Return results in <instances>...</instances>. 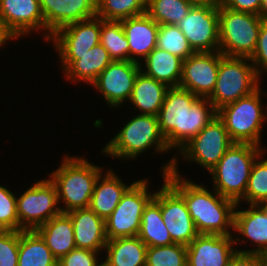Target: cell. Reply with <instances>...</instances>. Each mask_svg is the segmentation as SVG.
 Returning a JSON list of instances; mask_svg holds the SVG:
<instances>
[{
  "instance_id": "6da1fadb",
  "label": "cell",
  "mask_w": 267,
  "mask_h": 266,
  "mask_svg": "<svg viewBox=\"0 0 267 266\" xmlns=\"http://www.w3.org/2000/svg\"><path fill=\"white\" fill-rule=\"evenodd\" d=\"M176 157L162 167L164 180L184 199L199 234L232 236L236 203L212 193L203 184H196L184 177L178 170Z\"/></svg>"
},
{
  "instance_id": "7a4b0ae2",
  "label": "cell",
  "mask_w": 267,
  "mask_h": 266,
  "mask_svg": "<svg viewBox=\"0 0 267 266\" xmlns=\"http://www.w3.org/2000/svg\"><path fill=\"white\" fill-rule=\"evenodd\" d=\"M215 116L217 111L208 98L178 86L167 89L157 118L168 147L180 150Z\"/></svg>"
},
{
  "instance_id": "3957f363",
  "label": "cell",
  "mask_w": 267,
  "mask_h": 266,
  "mask_svg": "<svg viewBox=\"0 0 267 266\" xmlns=\"http://www.w3.org/2000/svg\"><path fill=\"white\" fill-rule=\"evenodd\" d=\"M102 168L86 158L65 155L61 165L49 176L57 190L58 202L64 203L62 213L89 208L94 185Z\"/></svg>"
},
{
  "instance_id": "277c9868",
  "label": "cell",
  "mask_w": 267,
  "mask_h": 266,
  "mask_svg": "<svg viewBox=\"0 0 267 266\" xmlns=\"http://www.w3.org/2000/svg\"><path fill=\"white\" fill-rule=\"evenodd\" d=\"M265 151V147L233 143L209 171L213 177L214 190L239 204L244 198L252 166Z\"/></svg>"
},
{
  "instance_id": "5b68a950",
  "label": "cell",
  "mask_w": 267,
  "mask_h": 266,
  "mask_svg": "<svg viewBox=\"0 0 267 266\" xmlns=\"http://www.w3.org/2000/svg\"><path fill=\"white\" fill-rule=\"evenodd\" d=\"M150 147L159 153L170 150L160 132L157 116L137 114L105 145L102 153L123 160L134 159Z\"/></svg>"
},
{
  "instance_id": "8992f818",
  "label": "cell",
  "mask_w": 267,
  "mask_h": 266,
  "mask_svg": "<svg viewBox=\"0 0 267 266\" xmlns=\"http://www.w3.org/2000/svg\"><path fill=\"white\" fill-rule=\"evenodd\" d=\"M260 87L253 93L223 106L217 116L224 122L228 135L233 143H248L260 146L263 123L266 114L261 103Z\"/></svg>"
},
{
  "instance_id": "52a82bcc",
  "label": "cell",
  "mask_w": 267,
  "mask_h": 266,
  "mask_svg": "<svg viewBox=\"0 0 267 266\" xmlns=\"http://www.w3.org/2000/svg\"><path fill=\"white\" fill-rule=\"evenodd\" d=\"M219 52L228 57L250 58L255 50L261 16L218 6Z\"/></svg>"
},
{
  "instance_id": "ba28073f",
  "label": "cell",
  "mask_w": 267,
  "mask_h": 266,
  "mask_svg": "<svg viewBox=\"0 0 267 266\" xmlns=\"http://www.w3.org/2000/svg\"><path fill=\"white\" fill-rule=\"evenodd\" d=\"M259 79L248 57H228L220 53L216 85L208 99L218 111L256 91L261 84Z\"/></svg>"
},
{
  "instance_id": "9c48e42d",
  "label": "cell",
  "mask_w": 267,
  "mask_h": 266,
  "mask_svg": "<svg viewBox=\"0 0 267 266\" xmlns=\"http://www.w3.org/2000/svg\"><path fill=\"white\" fill-rule=\"evenodd\" d=\"M153 197L154 193L148 191V180L134 181L105 221L107 239L137 236L144 209Z\"/></svg>"
},
{
  "instance_id": "30bf717a",
  "label": "cell",
  "mask_w": 267,
  "mask_h": 266,
  "mask_svg": "<svg viewBox=\"0 0 267 266\" xmlns=\"http://www.w3.org/2000/svg\"><path fill=\"white\" fill-rule=\"evenodd\" d=\"M58 203L57 190L50 179L35 182L16 197L19 231L36 230L52 217L61 214Z\"/></svg>"
},
{
  "instance_id": "8fae6325",
  "label": "cell",
  "mask_w": 267,
  "mask_h": 266,
  "mask_svg": "<svg viewBox=\"0 0 267 266\" xmlns=\"http://www.w3.org/2000/svg\"><path fill=\"white\" fill-rule=\"evenodd\" d=\"M232 144L224 122L218 116H215L179 151L184 160L194 161L210 171Z\"/></svg>"
},
{
  "instance_id": "7c38bea8",
  "label": "cell",
  "mask_w": 267,
  "mask_h": 266,
  "mask_svg": "<svg viewBox=\"0 0 267 266\" xmlns=\"http://www.w3.org/2000/svg\"><path fill=\"white\" fill-rule=\"evenodd\" d=\"M153 199L160 205L164 224L174 243L188 246L198 235L184 199L164 180Z\"/></svg>"
},
{
  "instance_id": "4fadbf2b",
  "label": "cell",
  "mask_w": 267,
  "mask_h": 266,
  "mask_svg": "<svg viewBox=\"0 0 267 266\" xmlns=\"http://www.w3.org/2000/svg\"><path fill=\"white\" fill-rule=\"evenodd\" d=\"M177 26L195 52L219 51L218 6H193Z\"/></svg>"
},
{
  "instance_id": "5bb4252c",
  "label": "cell",
  "mask_w": 267,
  "mask_h": 266,
  "mask_svg": "<svg viewBox=\"0 0 267 266\" xmlns=\"http://www.w3.org/2000/svg\"><path fill=\"white\" fill-rule=\"evenodd\" d=\"M142 64L113 60L99 74L92 86L95 90L98 89L110 107H120L130 100L138 72L143 69Z\"/></svg>"
},
{
  "instance_id": "9a60e30c",
  "label": "cell",
  "mask_w": 267,
  "mask_h": 266,
  "mask_svg": "<svg viewBox=\"0 0 267 266\" xmlns=\"http://www.w3.org/2000/svg\"><path fill=\"white\" fill-rule=\"evenodd\" d=\"M220 52H195L183 60L179 87L187 89L199 98H208L216 85Z\"/></svg>"
},
{
  "instance_id": "2e32d148",
  "label": "cell",
  "mask_w": 267,
  "mask_h": 266,
  "mask_svg": "<svg viewBox=\"0 0 267 266\" xmlns=\"http://www.w3.org/2000/svg\"><path fill=\"white\" fill-rule=\"evenodd\" d=\"M229 235L199 234L187 246V266H228L240 241Z\"/></svg>"
},
{
  "instance_id": "e0dca14e",
  "label": "cell",
  "mask_w": 267,
  "mask_h": 266,
  "mask_svg": "<svg viewBox=\"0 0 267 266\" xmlns=\"http://www.w3.org/2000/svg\"><path fill=\"white\" fill-rule=\"evenodd\" d=\"M46 26L44 39L50 40L61 27L96 17V0H39Z\"/></svg>"
},
{
  "instance_id": "ac0fdd59",
  "label": "cell",
  "mask_w": 267,
  "mask_h": 266,
  "mask_svg": "<svg viewBox=\"0 0 267 266\" xmlns=\"http://www.w3.org/2000/svg\"><path fill=\"white\" fill-rule=\"evenodd\" d=\"M101 18L73 22L59 28L49 41H53L58 54H84L100 43Z\"/></svg>"
},
{
  "instance_id": "d6986e66",
  "label": "cell",
  "mask_w": 267,
  "mask_h": 266,
  "mask_svg": "<svg viewBox=\"0 0 267 266\" xmlns=\"http://www.w3.org/2000/svg\"><path fill=\"white\" fill-rule=\"evenodd\" d=\"M0 18L16 38L46 30L39 0H0Z\"/></svg>"
},
{
  "instance_id": "ffe728a7",
  "label": "cell",
  "mask_w": 267,
  "mask_h": 266,
  "mask_svg": "<svg viewBox=\"0 0 267 266\" xmlns=\"http://www.w3.org/2000/svg\"><path fill=\"white\" fill-rule=\"evenodd\" d=\"M67 81L92 84L99 74L113 61L100 43L84 54H58Z\"/></svg>"
},
{
  "instance_id": "44dd1931",
  "label": "cell",
  "mask_w": 267,
  "mask_h": 266,
  "mask_svg": "<svg viewBox=\"0 0 267 266\" xmlns=\"http://www.w3.org/2000/svg\"><path fill=\"white\" fill-rule=\"evenodd\" d=\"M72 221L76 248L101 252L107 244L105 220L90 208L74 209L66 213Z\"/></svg>"
},
{
  "instance_id": "7402d4cb",
  "label": "cell",
  "mask_w": 267,
  "mask_h": 266,
  "mask_svg": "<svg viewBox=\"0 0 267 266\" xmlns=\"http://www.w3.org/2000/svg\"><path fill=\"white\" fill-rule=\"evenodd\" d=\"M121 24L128 40L129 61L141 64L140 57L144 60L157 47L159 24L147 13L123 19Z\"/></svg>"
},
{
  "instance_id": "603a6c76",
  "label": "cell",
  "mask_w": 267,
  "mask_h": 266,
  "mask_svg": "<svg viewBox=\"0 0 267 266\" xmlns=\"http://www.w3.org/2000/svg\"><path fill=\"white\" fill-rule=\"evenodd\" d=\"M106 171L105 175L100 174L97 178L89 205V208L105 221L119 204L122 195L132 185L123 183L113 170Z\"/></svg>"
},
{
  "instance_id": "cb8c5ba5",
  "label": "cell",
  "mask_w": 267,
  "mask_h": 266,
  "mask_svg": "<svg viewBox=\"0 0 267 266\" xmlns=\"http://www.w3.org/2000/svg\"><path fill=\"white\" fill-rule=\"evenodd\" d=\"M239 205L236 204L234 211L233 232L243 235V241L250 240L257 246L255 249L237 251L258 254L267 247V217L256 205H250L246 210H236Z\"/></svg>"
},
{
  "instance_id": "d4e9b609",
  "label": "cell",
  "mask_w": 267,
  "mask_h": 266,
  "mask_svg": "<svg viewBox=\"0 0 267 266\" xmlns=\"http://www.w3.org/2000/svg\"><path fill=\"white\" fill-rule=\"evenodd\" d=\"M36 231L57 260L76 248L73 224L66 213L52 217Z\"/></svg>"
},
{
  "instance_id": "484cf974",
  "label": "cell",
  "mask_w": 267,
  "mask_h": 266,
  "mask_svg": "<svg viewBox=\"0 0 267 266\" xmlns=\"http://www.w3.org/2000/svg\"><path fill=\"white\" fill-rule=\"evenodd\" d=\"M168 88L166 84L147 76L141 69L128 102L139 110V114L157 116Z\"/></svg>"
},
{
  "instance_id": "4316f807",
  "label": "cell",
  "mask_w": 267,
  "mask_h": 266,
  "mask_svg": "<svg viewBox=\"0 0 267 266\" xmlns=\"http://www.w3.org/2000/svg\"><path fill=\"white\" fill-rule=\"evenodd\" d=\"M104 250L103 266H146L147 246L138 236L108 240Z\"/></svg>"
},
{
  "instance_id": "83f0119b",
  "label": "cell",
  "mask_w": 267,
  "mask_h": 266,
  "mask_svg": "<svg viewBox=\"0 0 267 266\" xmlns=\"http://www.w3.org/2000/svg\"><path fill=\"white\" fill-rule=\"evenodd\" d=\"M144 61V72L168 87H178L182 78L183 59L162 50L154 48Z\"/></svg>"
},
{
  "instance_id": "f1b7e54d",
  "label": "cell",
  "mask_w": 267,
  "mask_h": 266,
  "mask_svg": "<svg viewBox=\"0 0 267 266\" xmlns=\"http://www.w3.org/2000/svg\"><path fill=\"white\" fill-rule=\"evenodd\" d=\"M57 262L36 230L19 231L18 266H57Z\"/></svg>"
},
{
  "instance_id": "f546056e",
  "label": "cell",
  "mask_w": 267,
  "mask_h": 266,
  "mask_svg": "<svg viewBox=\"0 0 267 266\" xmlns=\"http://www.w3.org/2000/svg\"><path fill=\"white\" fill-rule=\"evenodd\" d=\"M137 236L147 247L174 244L164 224L160 205L154 199L144 209L141 217L140 231Z\"/></svg>"
},
{
  "instance_id": "4dcf8cb0",
  "label": "cell",
  "mask_w": 267,
  "mask_h": 266,
  "mask_svg": "<svg viewBox=\"0 0 267 266\" xmlns=\"http://www.w3.org/2000/svg\"><path fill=\"white\" fill-rule=\"evenodd\" d=\"M192 7L187 0H147L146 13L159 25H177Z\"/></svg>"
},
{
  "instance_id": "1f68e13d",
  "label": "cell",
  "mask_w": 267,
  "mask_h": 266,
  "mask_svg": "<svg viewBox=\"0 0 267 266\" xmlns=\"http://www.w3.org/2000/svg\"><path fill=\"white\" fill-rule=\"evenodd\" d=\"M100 44L112 60L129 61V45L121 21L101 19Z\"/></svg>"
},
{
  "instance_id": "d6a6232c",
  "label": "cell",
  "mask_w": 267,
  "mask_h": 266,
  "mask_svg": "<svg viewBox=\"0 0 267 266\" xmlns=\"http://www.w3.org/2000/svg\"><path fill=\"white\" fill-rule=\"evenodd\" d=\"M147 0H96V16L121 21L146 13Z\"/></svg>"
},
{
  "instance_id": "836d02e7",
  "label": "cell",
  "mask_w": 267,
  "mask_h": 266,
  "mask_svg": "<svg viewBox=\"0 0 267 266\" xmlns=\"http://www.w3.org/2000/svg\"><path fill=\"white\" fill-rule=\"evenodd\" d=\"M157 47L168 51L183 60L195 53L178 26L172 24L159 25L157 33Z\"/></svg>"
},
{
  "instance_id": "e575fe53",
  "label": "cell",
  "mask_w": 267,
  "mask_h": 266,
  "mask_svg": "<svg viewBox=\"0 0 267 266\" xmlns=\"http://www.w3.org/2000/svg\"><path fill=\"white\" fill-rule=\"evenodd\" d=\"M146 266H187V246L174 243L147 247Z\"/></svg>"
},
{
  "instance_id": "d590c367",
  "label": "cell",
  "mask_w": 267,
  "mask_h": 266,
  "mask_svg": "<svg viewBox=\"0 0 267 266\" xmlns=\"http://www.w3.org/2000/svg\"><path fill=\"white\" fill-rule=\"evenodd\" d=\"M265 152L259 156L251 169L248 186L241 201H247L249 205L267 201V159L263 158Z\"/></svg>"
},
{
  "instance_id": "8d00e7d4",
  "label": "cell",
  "mask_w": 267,
  "mask_h": 266,
  "mask_svg": "<svg viewBox=\"0 0 267 266\" xmlns=\"http://www.w3.org/2000/svg\"><path fill=\"white\" fill-rule=\"evenodd\" d=\"M16 197L11 190L0 185V223L12 231H19Z\"/></svg>"
},
{
  "instance_id": "74e56055",
  "label": "cell",
  "mask_w": 267,
  "mask_h": 266,
  "mask_svg": "<svg viewBox=\"0 0 267 266\" xmlns=\"http://www.w3.org/2000/svg\"><path fill=\"white\" fill-rule=\"evenodd\" d=\"M19 231L8 230L0 235V266H18Z\"/></svg>"
},
{
  "instance_id": "f35d334b",
  "label": "cell",
  "mask_w": 267,
  "mask_h": 266,
  "mask_svg": "<svg viewBox=\"0 0 267 266\" xmlns=\"http://www.w3.org/2000/svg\"><path fill=\"white\" fill-rule=\"evenodd\" d=\"M100 252H94L87 249H78L70 251L65 256L61 257L57 266H103V263H98Z\"/></svg>"
},
{
  "instance_id": "ab89813d",
  "label": "cell",
  "mask_w": 267,
  "mask_h": 266,
  "mask_svg": "<svg viewBox=\"0 0 267 266\" xmlns=\"http://www.w3.org/2000/svg\"><path fill=\"white\" fill-rule=\"evenodd\" d=\"M249 59L261 78L262 72H267V20L262 21L254 53Z\"/></svg>"
},
{
  "instance_id": "60d3db41",
  "label": "cell",
  "mask_w": 267,
  "mask_h": 266,
  "mask_svg": "<svg viewBox=\"0 0 267 266\" xmlns=\"http://www.w3.org/2000/svg\"><path fill=\"white\" fill-rule=\"evenodd\" d=\"M221 3L229 9L260 16L262 0H222Z\"/></svg>"
},
{
  "instance_id": "b9f144b4",
  "label": "cell",
  "mask_w": 267,
  "mask_h": 266,
  "mask_svg": "<svg viewBox=\"0 0 267 266\" xmlns=\"http://www.w3.org/2000/svg\"><path fill=\"white\" fill-rule=\"evenodd\" d=\"M228 266H262L257 253H245L236 251Z\"/></svg>"
},
{
  "instance_id": "7bdbcfd3",
  "label": "cell",
  "mask_w": 267,
  "mask_h": 266,
  "mask_svg": "<svg viewBox=\"0 0 267 266\" xmlns=\"http://www.w3.org/2000/svg\"><path fill=\"white\" fill-rule=\"evenodd\" d=\"M17 39L5 26L4 21L0 18V47L7 42V40Z\"/></svg>"
},
{
  "instance_id": "ee69618b",
  "label": "cell",
  "mask_w": 267,
  "mask_h": 266,
  "mask_svg": "<svg viewBox=\"0 0 267 266\" xmlns=\"http://www.w3.org/2000/svg\"><path fill=\"white\" fill-rule=\"evenodd\" d=\"M193 6H219L222 0H187Z\"/></svg>"
},
{
  "instance_id": "f6af8a7d",
  "label": "cell",
  "mask_w": 267,
  "mask_h": 266,
  "mask_svg": "<svg viewBox=\"0 0 267 266\" xmlns=\"http://www.w3.org/2000/svg\"><path fill=\"white\" fill-rule=\"evenodd\" d=\"M260 16L263 20H267V0H262Z\"/></svg>"
},
{
  "instance_id": "bcb514c9",
  "label": "cell",
  "mask_w": 267,
  "mask_h": 266,
  "mask_svg": "<svg viewBox=\"0 0 267 266\" xmlns=\"http://www.w3.org/2000/svg\"><path fill=\"white\" fill-rule=\"evenodd\" d=\"M260 260H261V265L262 266H267V247L261 250L258 253Z\"/></svg>"
},
{
  "instance_id": "7dc6e473",
  "label": "cell",
  "mask_w": 267,
  "mask_h": 266,
  "mask_svg": "<svg viewBox=\"0 0 267 266\" xmlns=\"http://www.w3.org/2000/svg\"><path fill=\"white\" fill-rule=\"evenodd\" d=\"M256 206L263 212L267 217V201L257 203Z\"/></svg>"
},
{
  "instance_id": "c3c4849f",
  "label": "cell",
  "mask_w": 267,
  "mask_h": 266,
  "mask_svg": "<svg viewBox=\"0 0 267 266\" xmlns=\"http://www.w3.org/2000/svg\"><path fill=\"white\" fill-rule=\"evenodd\" d=\"M8 231L1 223H0V235Z\"/></svg>"
}]
</instances>
